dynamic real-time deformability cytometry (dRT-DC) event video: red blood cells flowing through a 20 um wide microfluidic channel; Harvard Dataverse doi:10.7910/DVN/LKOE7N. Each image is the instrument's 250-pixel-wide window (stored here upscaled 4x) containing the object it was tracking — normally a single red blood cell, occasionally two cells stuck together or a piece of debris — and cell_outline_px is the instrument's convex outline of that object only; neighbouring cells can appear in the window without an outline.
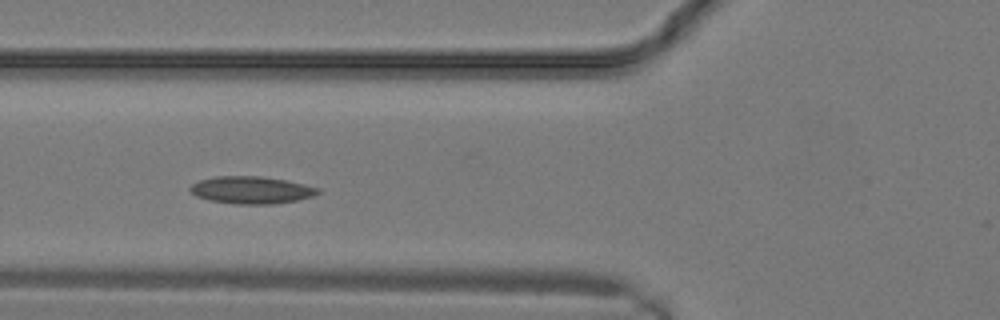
{"species": "common noctule bat (a hibernating species)", "species_latin": "Nyctalus noctula", "temperature_condition": "warm", "stored_images_in_passage": 12, "camera_frame_rate_fps": 3000, "um_per_image_px": 0.085, "animal": {"sex": "male", "body_mass_g": 19.2, "forearm_length_mm": 51.8}, "frame": {"image": 1, "passage_image": 3, "time_ms": 0.667, "image_size_px": [1000, 320], "cell_outline_px": [[320, 192], [312, 196], [296, 200], [272, 204], [236, 204], [208, 200], [196, 196], [188, 188], [192, 184], [200, 180], [216, 176], [260, 176], [284, 180], [320, 188]], "centroid_in_image_um": [21.33, 16.15], "position_along_channel_um": 104.5, "area_um2": 20.17}}
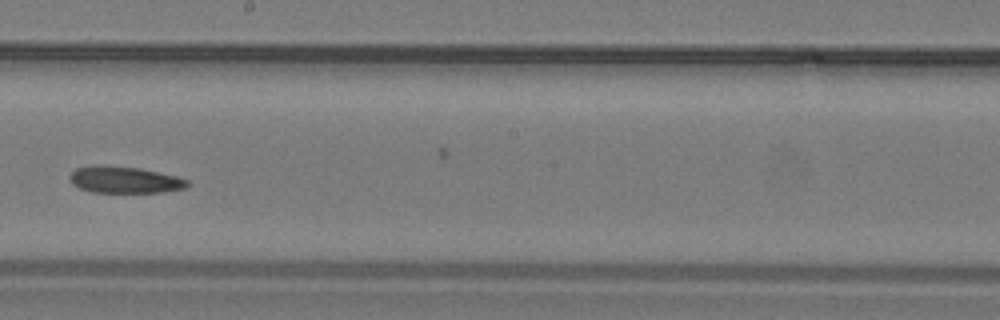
{"frame": {"image": 2, "passage_image": 8, "time_ms": 2.333, "image_size_px": [1000, 320], "cell_outline_px": [[188, 184], [184, 188], [160, 192], [92, 192], [80, 188], [72, 184], [68, 176], [76, 168], [96, 164], [108, 164], [140, 168], [176, 176], [188, 180]], "centroid_in_image_um": [10.53, 15.26], "position_along_channel_um": 237.7, "area_um2": 18.38}}
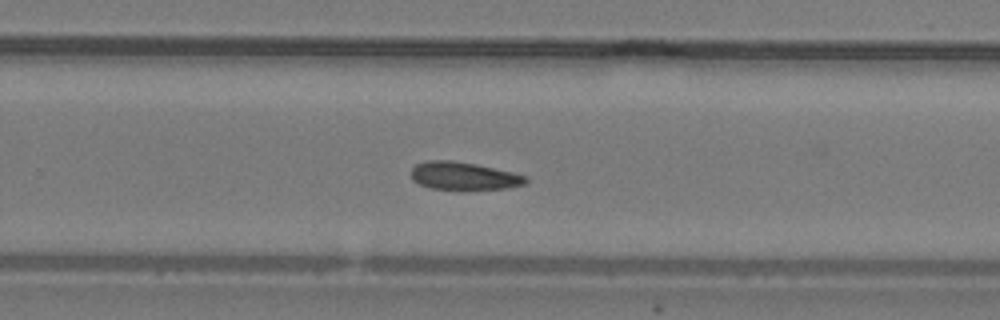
{"frame": {"image": 3, "passage_image": 10, "time_ms": 3.0, "image_size_px": [1000, 320], "cell_outline_px": [[528, 180], [524, 184], [508, 188], [432, 188], [420, 184], [412, 180], [412, 168], [416, 164], [424, 160], [452, 160], [476, 164], [512, 172], [528, 176]], "centroid_in_image_um": [39.41, 14.92], "position_along_channel_um": 290.4, "area_um2": 18.21}}